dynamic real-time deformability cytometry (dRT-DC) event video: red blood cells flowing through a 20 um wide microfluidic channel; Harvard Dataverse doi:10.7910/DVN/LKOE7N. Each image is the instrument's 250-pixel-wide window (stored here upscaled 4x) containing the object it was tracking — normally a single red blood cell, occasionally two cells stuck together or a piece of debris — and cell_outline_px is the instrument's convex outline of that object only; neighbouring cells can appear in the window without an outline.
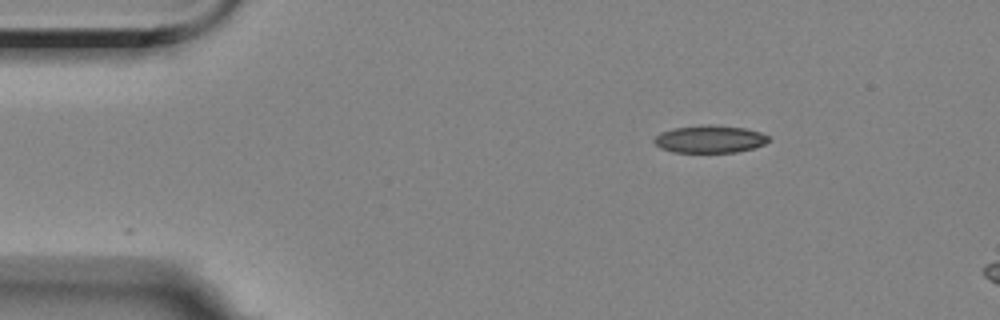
{"species": "Egyptian fruit bat (a non-hibernating species)", "species_latin": "Rousettus aegyptiacus", "temperature_condition": "room temperature", "stored_images_in_passage": 2, "camera_frame_rate_fps": 3000, "um_per_image_px": 0.085, "animal": {"sex": "female"}, "frame": {"image": 1, "passage_image": 1, "time_ms": 0.0, "image_size_px": [1000, 320], "cell_outline_px": [[768, 140], [764, 144], [752, 148], [736, 152], [672, 152], [660, 148], [652, 140], [660, 132], [672, 128], [708, 124], [744, 128], [760, 132], [768, 136]], "centroid_in_image_um": [60.28, 11.82], "position_along_channel_um": 24.7, "area_um2": 18.26}}